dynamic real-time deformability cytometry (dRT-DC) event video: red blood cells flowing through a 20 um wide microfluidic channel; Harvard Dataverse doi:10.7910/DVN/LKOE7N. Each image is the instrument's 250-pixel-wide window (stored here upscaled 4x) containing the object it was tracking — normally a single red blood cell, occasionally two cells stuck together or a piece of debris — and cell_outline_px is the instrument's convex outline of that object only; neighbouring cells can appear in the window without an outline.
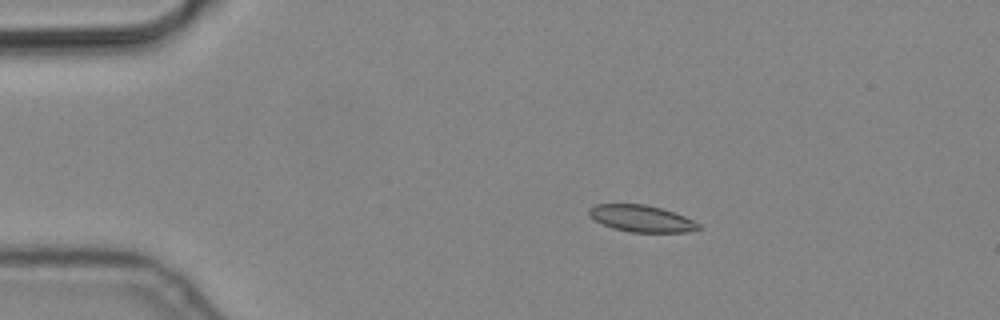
{"species": "common noctule bat (a hibernating species)", "species_latin": "Nyctalus noctula", "temperature_condition": "cold", "stored_images_in_passage": 6, "camera_frame_rate_fps": 3000, "um_per_image_px": 0.085, "animal": {"sex": "male", "body_mass_g": 19.2, "forearm_length_mm": 51.8}, "frame": {"image": 1, "passage_image": 3, "time_ms": 0.667, "image_size_px": [1000, 320], "cell_outline_px": [[700, 228], [688, 232], [632, 232], [612, 228], [588, 216], [588, 208], [596, 204], [644, 204], [660, 208], [684, 216], [700, 224]], "centroid_in_image_um": [54.49, 18.57], "position_along_channel_um": 30.5, "area_um2": 16.88}}
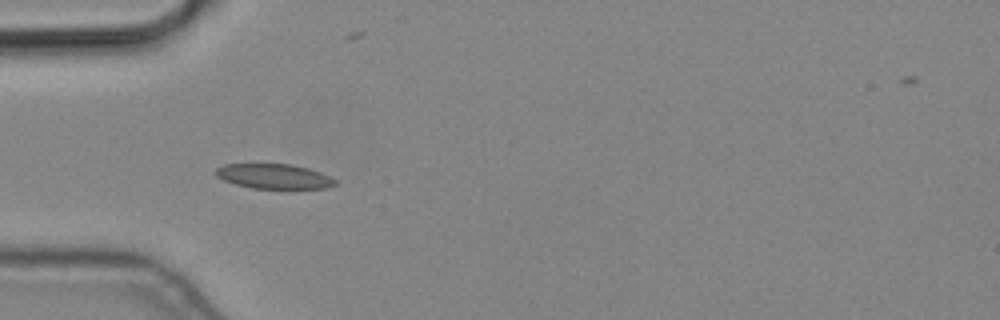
{"frame": {"image": 2, "passage_image": 5, "time_ms": 1.333, "image_size_px": [1000, 320], "cell_outline_px": [[336, 184], [328, 188], [252, 188], [236, 184], [224, 180], [216, 176], [212, 172], [216, 168], [224, 164], [288, 164], [308, 168], [320, 172], [336, 180]], "centroid_in_image_um": [23.25, 14.98], "position_along_channel_um": 61.8, "area_um2": 17.17}}
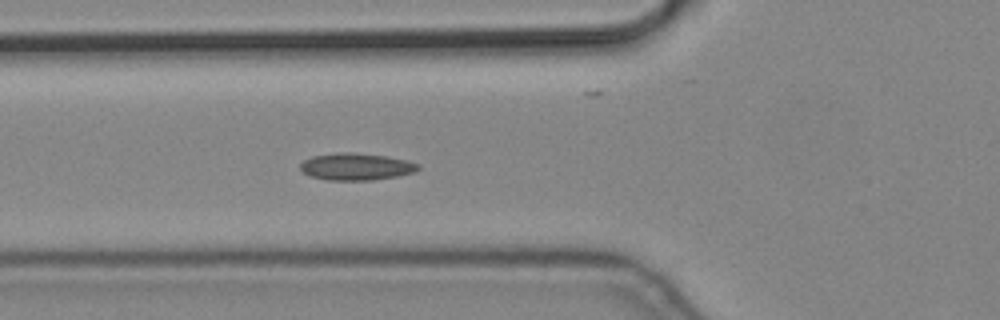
{"frame": {"image": 3, "passage_image": 6, "time_ms": 1.667, "image_size_px": [1000, 320], "cell_outline_px": [[420, 168], [416, 172], [396, 176], [372, 180], [328, 180], [308, 176], [300, 168], [300, 164], [304, 160], [312, 156], [340, 152], [352, 152], [388, 156], [408, 160], [420, 164]], "centroid_in_image_um": [30.3, 14.16], "position_along_channel_um": 95.5, "area_um2": 18.73}}